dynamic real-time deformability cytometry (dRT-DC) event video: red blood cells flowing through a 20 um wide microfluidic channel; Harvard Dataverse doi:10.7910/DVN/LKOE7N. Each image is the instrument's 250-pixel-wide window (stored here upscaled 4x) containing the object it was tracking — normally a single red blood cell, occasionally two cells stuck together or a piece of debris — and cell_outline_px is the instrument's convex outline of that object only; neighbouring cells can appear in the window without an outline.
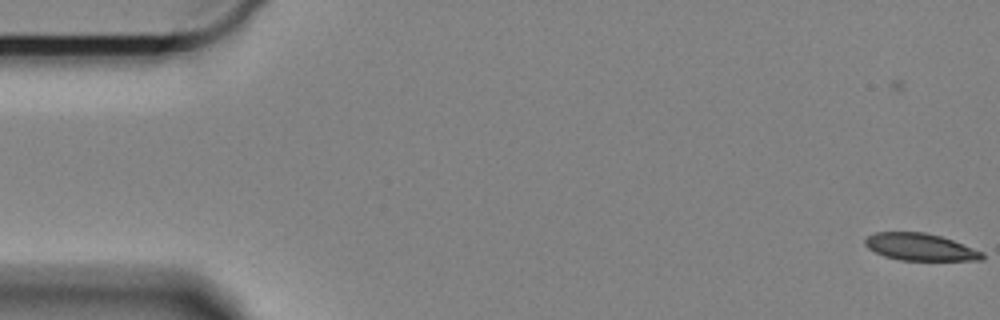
{"species": "Egyptian fruit bat (a non-hibernating species)", "species_latin": "Rousettus aegyptiacus", "temperature_condition": "cold", "stored_images_in_passage": 2, "camera_frame_rate_fps": 3000, "um_per_image_px": 0.085, "animal": {"sex": "female"}, "frame": {"image": 1, "passage_image": 2, "time_ms": 0.333, "image_size_px": [1000, 320], "cell_outline_px": [[984, 260], [900, 260], [884, 256], [868, 248], [864, 244], [864, 240], [868, 236], [876, 232], [924, 232], [940, 236], [952, 240], [984, 252]], "centroid_in_image_um": [78.21, 21.0], "position_along_channel_um": 6.8, "area_um2": 18.44}}